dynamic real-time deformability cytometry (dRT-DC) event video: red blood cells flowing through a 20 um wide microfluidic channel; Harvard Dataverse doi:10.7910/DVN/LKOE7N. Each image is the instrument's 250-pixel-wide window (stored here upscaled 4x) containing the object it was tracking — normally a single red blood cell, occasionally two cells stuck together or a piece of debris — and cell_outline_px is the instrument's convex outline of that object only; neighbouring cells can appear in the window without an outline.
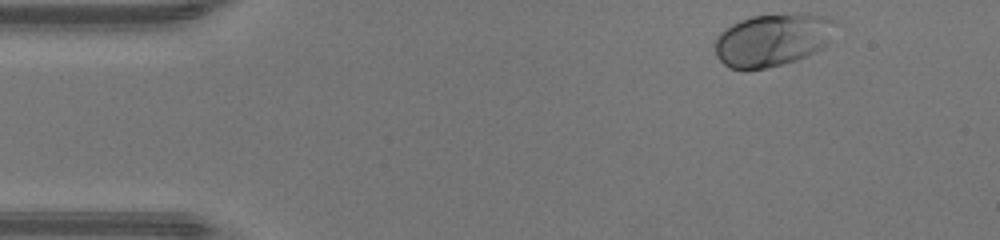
{"species": "human", "species_latin": "Homo sapiens", "temperature_condition": "warm", "stored_images_in_passage": 43, "camera_frame_rate_fps": 3000, "um_per_image_px": 0.085, "donor": {"sex": "male"}, "frame": {"image": 1, "passage_image": 1, "time_ms": 0.0, "image_size_px": [1000, 240], "cell_outline_px": [[840, 24], [828, 44], [824, 48], [796, 60], [764, 68], [728, 68], [716, 56], [716, 40], [720, 32], [732, 24], [740, 20], [752, 16], [796, 12], [808, 12], [828, 16], [836, 20]], "centroid_in_image_um": [65.78, 3.33], "position_along_channel_um": 19.2, "area_um2": 37.57}}
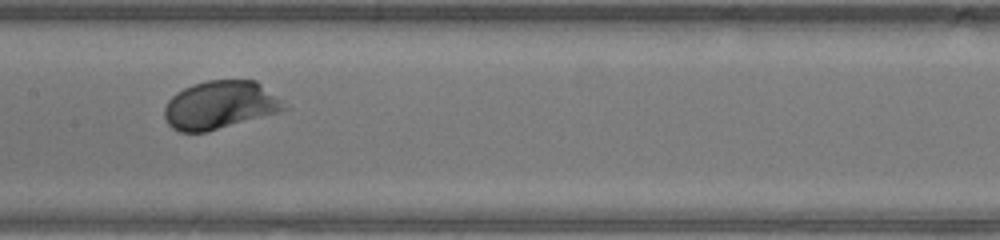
{"frame": {"image": 2, "passage_image": 19, "time_ms": 6.0, "image_size_px": [1000, 240], "cell_outline_px": [[288, 108], [276, 112], [208, 132], [180, 132], [172, 128], [168, 124], [164, 116], [164, 108], [168, 100], [176, 92], [192, 84], [208, 80], [256, 80], [284, 100]], "centroid_in_image_um": [18.69, 8.92], "position_along_channel_um": 188.7, "area_um2": 33.64}}
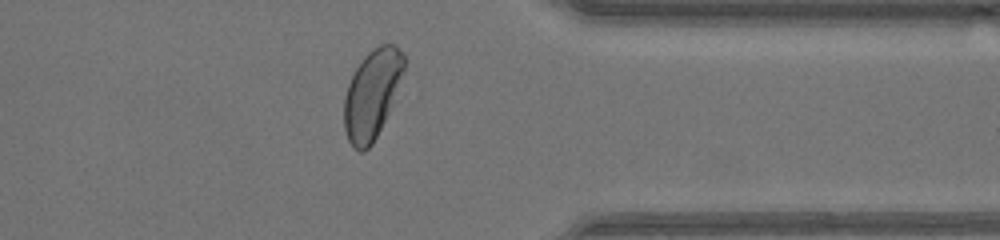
{"frame": {"image": 3, "passage_image": 33, "time_ms": 10.667, "image_size_px": [1000, 240], "cell_outline_px": [[404, 68], [384, 120], [372, 144], [364, 152], [360, 152], [348, 140], [344, 128], [344, 96], [348, 84], [356, 68], [364, 56], [372, 48], [380, 44], [396, 44], [404, 52]], "centroid_in_image_um": [31.59, 7.97], "position_along_channel_um": 379.8, "area_um2": 30.4}, "authors_computed_cell_mechanics": {"area_um2": 33.5818, "velocity_mm_per_s": 4.3238, "shape_relaxation_time_tau1_ms": 1.2217, "shape_relaxation_time_tau2_ms": null, "deformation_change_tau1": 0.1445, "deformation_change_tau2": null}}